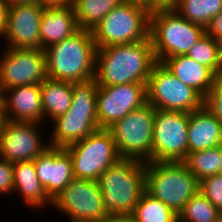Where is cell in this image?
Masks as SVG:
<instances>
[{"mask_svg":"<svg viewBox=\"0 0 222 222\" xmlns=\"http://www.w3.org/2000/svg\"><path fill=\"white\" fill-rule=\"evenodd\" d=\"M156 63L150 36L135 43L97 48L94 78L99 86L147 84Z\"/></svg>","mask_w":222,"mask_h":222,"instance_id":"obj_1","label":"cell"},{"mask_svg":"<svg viewBox=\"0 0 222 222\" xmlns=\"http://www.w3.org/2000/svg\"><path fill=\"white\" fill-rule=\"evenodd\" d=\"M44 50L48 78L73 83L95 77L97 47L91 30L79 29Z\"/></svg>","mask_w":222,"mask_h":222,"instance_id":"obj_2","label":"cell"},{"mask_svg":"<svg viewBox=\"0 0 222 222\" xmlns=\"http://www.w3.org/2000/svg\"><path fill=\"white\" fill-rule=\"evenodd\" d=\"M95 78L73 82L72 104L68 111L51 122V147L65 148L99 129L97 124V90ZM52 123L54 125H52Z\"/></svg>","mask_w":222,"mask_h":222,"instance_id":"obj_3","label":"cell"},{"mask_svg":"<svg viewBox=\"0 0 222 222\" xmlns=\"http://www.w3.org/2000/svg\"><path fill=\"white\" fill-rule=\"evenodd\" d=\"M97 182L108 214H132L145 191V162L120 159Z\"/></svg>","mask_w":222,"mask_h":222,"instance_id":"obj_4","label":"cell"},{"mask_svg":"<svg viewBox=\"0 0 222 222\" xmlns=\"http://www.w3.org/2000/svg\"><path fill=\"white\" fill-rule=\"evenodd\" d=\"M205 33V27L189 22L173 8L150 14L149 36L159 63L169 57L186 55Z\"/></svg>","mask_w":222,"mask_h":222,"instance_id":"obj_5","label":"cell"},{"mask_svg":"<svg viewBox=\"0 0 222 222\" xmlns=\"http://www.w3.org/2000/svg\"><path fill=\"white\" fill-rule=\"evenodd\" d=\"M145 191L178 215L199 191V181L184 162H146Z\"/></svg>","mask_w":222,"mask_h":222,"instance_id":"obj_6","label":"cell"},{"mask_svg":"<svg viewBox=\"0 0 222 222\" xmlns=\"http://www.w3.org/2000/svg\"><path fill=\"white\" fill-rule=\"evenodd\" d=\"M154 119L155 108L147 102L108 128L121 159L152 162Z\"/></svg>","mask_w":222,"mask_h":222,"instance_id":"obj_7","label":"cell"},{"mask_svg":"<svg viewBox=\"0 0 222 222\" xmlns=\"http://www.w3.org/2000/svg\"><path fill=\"white\" fill-rule=\"evenodd\" d=\"M64 149L71 157L76 179L98 181L109 167L121 159L108 129H98Z\"/></svg>","mask_w":222,"mask_h":222,"instance_id":"obj_8","label":"cell"},{"mask_svg":"<svg viewBox=\"0 0 222 222\" xmlns=\"http://www.w3.org/2000/svg\"><path fill=\"white\" fill-rule=\"evenodd\" d=\"M150 13L145 9L120 3L92 30L97 48L130 44L149 37Z\"/></svg>","mask_w":222,"mask_h":222,"instance_id":"obj_9","label":"cell"},{"mask_svg":"<svg viewBox=\"0 0 222 222\" xmlns=\"http://www.w3.org/2000/svg\"><path fill=\"white\" fill-rule=\"evenodd\" d=\"M146 92L147 102L158 110L191 113L203 106V97L159 62L151 70Z\"/></svg>","mask_w":222,"mask_h":222,"instance_id":"obj_10","label":"cell"},{"mask_svg":"<svg viewBox=\"0 0 222 222\" xmlns=\"http://www.w3.org/2000/svg\"><path fill=\"white\" fill-rule=\"evenodd\" d=\"M189 113L155 109L152 162H183L188 156Z\"/></svg>","mask_w":222,"mask_h":222,"instance_id":"obj_11","label":"cell"},{"mask_svg":"<svg viewBox=\"0 0 222 222\" xmlns=\"http://www.w3.org/2000/svg\"><path fill=\"white\" fill-rule=\"evenodd\" d=\"M51 207L68 216V222H100L109 215L99 184L92 180L74 178L52 200Z\"/></svg>","mask_w":222,"mask_h":222,"instance_id":"obj_12","label":"cell"},{"mask_svg":"<svg viewBox=\"0 0 222 222\" xmlns=\"http://www.w3.org/2000/svg\"><path fill=\"white\" fill-rule=\"evenodd\" d=\"M0 55V88L41 84L46 78L44 49L4 48Z\"/></svg>","mask_w":222,"mask_h":222,"instance_id":"obj_13","label":"cell"},{"mask_svg":"<svg viewBox=\"0 0 222 222\" xmlns=\"http://www.w3.org/2000/svg\"><path fill=\"white\" fill-rule=\"evenodd\" d=\"M42 126L5 120L0 134V158L10 163L35 160L50 146L48 136L45 138L40 130Z\"/></svg>","mask_w":222,"mask_h":222,"instance_id":"obj_14","label":"cell"},{"mask_svg":"<svg viewBox=\"0 0 222 222\" xmlns=\"http://www.w3.org/2000/svg\"><path fill=\"white\" fill-rule=\"evenodd\" d=\"M146 85L127 83L99 86L97 90V124L108 129L132 110L147 103Z\"/></svg>","mask_w":222,"mask_h":222,"instance_id":"obj_15","label":"cell"},{"mask_svg":"<svg viewBox=\"0 0 222 222\" xmlns=\"http://www.w3.org/2000/svg\"><path fill=\"white\" fill-rule=\"evenodd\" d=\"M44 7L39 3L10 7L4 47L42 49L40 25Z\"/></svg>","mask_w":222,"mask_h":222,"instance_id":"obj_16","label":"cell"},{"mask_svg":"<svg viewBox=\"0 0 222 222\" xmlns=\"http://www.w3.org/2000/svg\"><path fill=\"white\" fill-rule=\"evenodd\" d=\"M33 162L38 179L51 200L74 179L72 160L64 148L49 146Z\"/></svg>","mask_w":222,"mask_h":222,"instance_id":"obj_17","label":"cell"},{"mask_svg":"<svg viewBox=\"0 0 222 222\" xmlns=\"http://www.w3.org/2000/svg\"><path fill=\"white\" fill-rule=\"evenodd\" d=\"M3 101L6 120L43 124L40 84L4 89Z\"/></svg>","mask_w":222,"mask_h":222,"instance_id":"obj_18","label":"cell"},{"mask_svg":"<svg viewBox=\"0 0 222 222\" xmlns=\"http://www.w3.org/2000/svg\"><path fill=\"white\" fill-rule=\"evenodd\" d=\"M79 29L73 5L45 6L40 25L42 49L67 39Z\"/></svg>","mask_w":222,"mask_h":222,"instance_id":"obj_19","label":"cell"},{"mask_svg":"<svg viewBox=\"0 0 222 222\" xmlns=\"http://www.w3.org/2000/svg\"><path fill=\"white\" fill-rule=\"evenodd\" d=\"M13 175V194L17 193L26 207L35 208V211L43 208L50 210L52 200L38 179L33 160L13 163Z\"/></svg>","mask_w":222,"mask_h":222,"instance_id":"obj_20","label":"cell"},{"mask_svg":"<svg viewBox=\"0 0 222 222\" xmlns=\"http://www.w3.org/2000/svg\"><path fill=\"white\" fill-rule=\"evenodd\" d=\"M222 145V125L203 106L189 113L188 154Z\"/></svg>","mask_w":222,"mask_h":222,"instance_id":"obj_21","label":"cell"},{"mask_svg":"<svg viewBox=\"0 0 222 222\" xmlns=\"http://www.w3.org/2000/svg\"><path fill=\"white\" fill-rule=\"evenodd\" d=\"M167 70L184 84L204 97L214 82L216 74L187 55L169 57L161 62Z\"/></svg>","mask_w":222,"mask_h":222,"instance_id":"obj_22","label":"cell"},{"mask_svg":"<svg viewBox=\"0 0 222 222\" xmlns=\"http://www.w3.org/2000/svg\"><path fill=\"white\" fill-rule=\"evenodd\" d=\"M43 125L64 115L72 104L73 83L46 78L40 84ZM49 120V121H47Z\"/></svg>","mask_w":222,"mask_h":222,"instance_id":"obj_23","label":"cell"},{"mask_svg":"<svg viewBox=\"0 0 222 222\" xmlns=\"http://www.w3.org/2000/svg\"><path fill=\"white\" fill-rule=\"evenodd\" d=\"M121 0H74L73 8L80 29L93 30Z\"/></svg>","mask_w":222,"mask_h":222,"instance_id":"obj_24","label":"cell"},{"mask_svg":"<svg viewBox=\"0 0 222 222\" xmlns=\"http://www.w3.org/2000/svg\"><path fill=\"white\" fill-rule=\"evenodd\" d=\"M172 8L189 22L206 28L222 12V0H178Z\"/></svg>","mask_w":222,"mask_h":222,"instance_id":"obj_25","label":"cell"},{"mask_svg":"<svg viewBox=\"0 0 222 222\" xmlns=\"http://www.w3.org/2000/svg\"><path fill=\"white\" fill-rule=\"evenodd\" d=\"M183 162L198 181L220 174L221 146L189 153Z\"/></svg>","mask_w":222,"mask_h":222,"instance_id":"obj_26","label":"cell"},{"mask_svg":"<svg viewBox=\"0 0 222 222\" xmlns=\"http://www.w3.org/2000/svg\"><path fill=\"white\" fill-rule=\"evenodd\" d=\"M132 215L137 222H177V215L146 191L142 193Z\"/></svg>","mask_w":222,"mask_h":222,"instance_id":"obj_27","label":"cell"},{"mask_svg":"<svg viewBox=\"0 0 222 222\" xmlns=\"http://www.w3.org/2000/svg\"><path fill=\"white\" fill-rule=\"evenodd\" d=\"M222 213L199 191L177 215V222H216Z\"/></svg>","mask_w":222,"mask_h":222,"instance_id":"obj_28","label":"cell"},{"mask_svg":"<svg viewBox=\"0 0 222 222\" xmlns=\"http://www.w3.org/2000/svg\"><path fill=\"white\" fill-rule=\"evenodd\" d=\"M199 64L210 68L216 75L222 73L217 39L205 33L186 54Z\"/></svg>","mask_w":222,"mask_h":222,"instance_id":"obj_29","label":"cell"},{"mask_svg":"<svg viewBox=\"0 0 222 222\" xmlns=\"http://www.w3.org/2000/svg\"><path fill=\"white\" fill-rule=\"evenodd\" d=\"M203 107L222 125V73L214 77L210 90L203 97Z\"/></svg>","mask_w":222,"mask_h":222,"instance_id":"obj_30","label":"cell"},{"mask_svg":"<svg viewBox=\"0 0 222 222\" xmlns=\"http://www.w3.org/2000/svg\"><path fill=\"white\" fill-rule=\"evenodd\" d=\"M199 192L222 213V174L205 177L199 181Z\"/></svg>","mask_w":222,"mask_h":222,"instance_id":"obj_31","label":"cell"},{"mask_svg":"<svg viewBox=\"0 0 222 222\" xmlns=\"http://www.w3.org/2000/svg\"><path fill=\"white\" fill-rule=\"evenodd\" d=\"M13 163L0 158V195H13Z\"/></svg>","mask_w":222,"mask_h":222,"instance_id":"obj_32","label":"cell"},{"mask_svg":"<svg viewBox=\"0 0 222 222\" xmlns=\"http://www.w3.org/2000/svg\"><path fill=\"white\" fill-rule=\"evenodd\" d=\"M124 3L130 5L138 6L145 9L150 14L159 9H164L165 7L159 2V0H121Z\"/></svg>","mask_w":222,"mask_h":222,"instance_id":"obj_33","label":"cell"},{"mask_svg":"<svg viewBox=\"0 0 222 222\" xmlns=\"http://www.w3.org/2000/svg\"><path fill=\"white\" fill-rule=\"evenodd\" d=\"M206 33L215 39L222 36V12L211 20L206 27Z\"/></svg>","mask_w":222,"mask_h":222,"instance_id":"obj_34","label":"cell"},{"mask_svg":"<svg viewBox=\"0 0 222 222\" xmlns=\"http://www.w3.org/2000/svg\"><path fill=\"white\" fill-rule=\"evenodd\" d=\"M9 6L5 0H0V37H4L8 25Z\"/></svg>","mask_w":222,"mask_h":222,"instance_id":"obj_35","label":"cell"},{"mask_svg":"<svg viewBox=\"0 0 222 222\" xmlns=\"http://www.w3.org/2000/svg\"><path fill=\"white\" fill-rule=\"evenodd\" d=\"M100 222H137L132 214H109Z\"/></svg>","mask_w":222,"mask_h":222,"instance_id":"obj_36","label":"cell"},{"mask_svg":"<svg viewBox=\"0 0 222 222\" xmlns=\"http://www.w3.org/2000/svg\"><path fill=\"white\" fill-rule=\"evenodd\" d=\"M74 0H38L42 6H66L72 5Z\"/></svg>","mask_w":222,"mask_h":222,"instance_id":"obj_37","label":"cell"},{"mask_svg":"<svg viewBox=\"0 0 222 222\" xmlns=\"http://www.w3.org/2000/svg\"><path fill=\"white\" fill-rule=\"evenodd\" d=\"M9 7L16 5H30L38 3V0H5Z\"/></svg>","mask_w":222,"mask_h":222,"instance_id":"obj_38","label":"cell"},{"mask_svg":"<svg viewBox=\"0 0 222 222\" xmlns=\"http://www.w3.org/2000/svg\"><path fill=\"white\" fill-rule=\"evenodd\" d=\"M159 2L165 7V8H172L178 0H159Z\"/></svg>","mask_w":222,"mask_h":222,"instance_id":"obj_39","label":"cell"},{"mask_svg":"<svg viewBox=\"0 0 222 222\" xmlns=\"http://www.w3.org/2000/svg\"><path fill=\"white\" fill-rule=\"evenodd\" d=\"M3 90L0 88V115H4Z\"/></svg>","mask_w":222,"mask_h":222,"instance_id":"obj_40","label":"cell"},{"mask_svg":"<svg viewBox=\"0 0 222 222\" xmlns=\"http://www.w3.org/2000/svg\"><path fill=\"white\" fill-rule=\"evenodd\" d=\"M217 43H218V49H219V56L222 61V36L217 38Z\"/></svg>","mask_w":222,"mask_h":222,"instance_id":"obj_41","label":"cell"},{"mask_svg":"<svg viewBox=\"0 0 222 222\" xmlns=\"http://www.w3.org/2000/svg\"><path fill=\"white\" fill-rule=\"evenodd\" d=\"M5 120H6L5 115H0V134L2 132V128H3Z\"/></svg>","mask_w":222,"mask_h":222,"instance_id":"obj_42","label":"cell"},{"mask_svg":"<svg viewBox=\"0 0 222 222\" xmlns=\"http://www.w3.org/2000/svg\"><path fill=\"white\" fill-rule=\"evenodd\" d=\"M220 174H222V145H221V163H220Z\"/></svg>","mask_w":222,"mask_h":222,"instance_id":"obj_43","label":"cell"},{"mask_svg":"<svg viewBox=\"0 0 222 222\" xmlns=\"http://www.w3.org/2000/svg\"><path fill=\"white\" fill-rule=\"evenodd\" d=\"M216 222H222V215L217 219Z\"/></svg>","mask_w":222,"mask_h":222,"instance_id":"obj_44","label":"cell"}]
</instances>
